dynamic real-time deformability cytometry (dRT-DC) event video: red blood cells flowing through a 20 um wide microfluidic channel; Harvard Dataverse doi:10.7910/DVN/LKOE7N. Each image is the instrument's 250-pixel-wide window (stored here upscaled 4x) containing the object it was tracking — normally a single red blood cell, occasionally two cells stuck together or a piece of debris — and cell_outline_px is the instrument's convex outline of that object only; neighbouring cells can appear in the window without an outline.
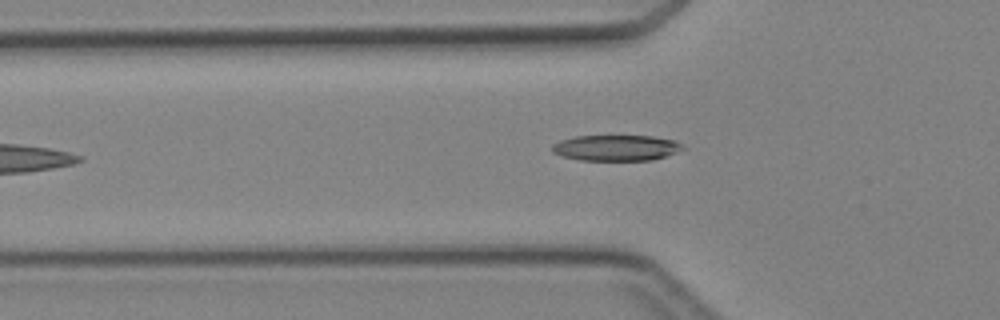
{"species": "Egyptian fruit bat (a non-hibernating species)", "species_latin": "Rousettus aegyptiacus", "temperature_condition": "cold", "stored_images_in_passage": 3, "camera_frame_rate_fps": 3000, "um_per_image_px": 0.085, "animal": {"sex": "female"}, "frame": {"image": 1, "passage_image": 2, "time_ms": 1.333, "image_size_px": [1000, 320], "cell_outline_px": [[684, 148], [676, 152], [652, 160], [580, 160], [564, 156], [552, 152], [552, 144], [560, 140], [576, 136], [652, 136], [672, 140], [680, 144]], "centroid_in_image_um": [52.33, 12.56], "position_along_channel_um": 73.5, "area_um2": 19.36}}
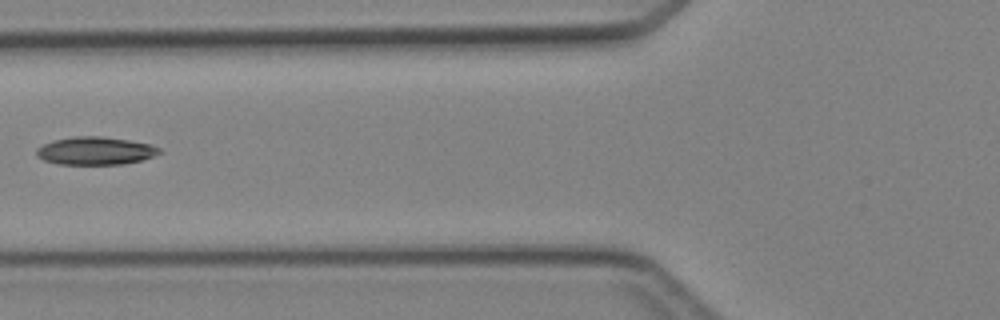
{"frame": {"image": 2, "passage_image": 3, "time_ms": 2.333, "image_size_px": [1000, 320], "cell_outline_px": [[160, 152], [152, 156], [140, 160], [124, 164], [56, 164], [44, 160], [36, 156], [36, 148], [52, 140], [72, 136], [100, 136], [128, 140], [148, 144], [160, 148]], "centroid_in_image_um": [8.04, 12.81], "position_along_channel_um": 117.8, "area_um2": 19.88}}